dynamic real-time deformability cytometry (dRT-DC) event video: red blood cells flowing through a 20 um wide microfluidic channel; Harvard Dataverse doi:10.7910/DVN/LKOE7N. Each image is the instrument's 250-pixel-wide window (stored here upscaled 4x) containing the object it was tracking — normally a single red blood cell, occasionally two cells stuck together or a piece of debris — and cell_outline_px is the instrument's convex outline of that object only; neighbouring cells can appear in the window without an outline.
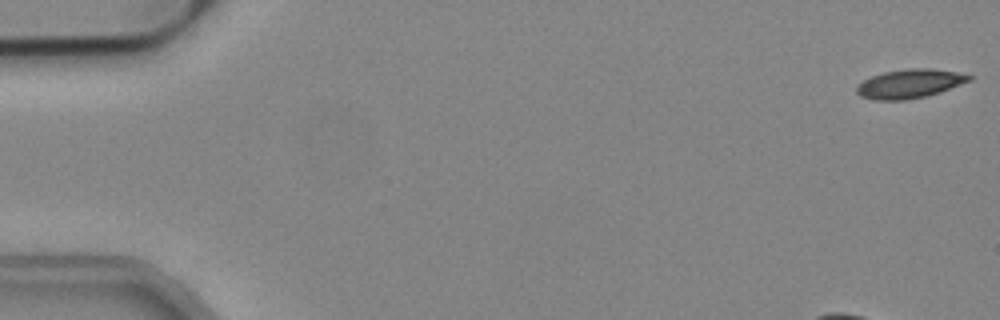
{"species": "common noctule bat (a hibernating species)", "species_latin": "Nyctalus noctula", "temperature_condition": "cold", "stored_images_in_passage": 54, "camera_frame_rate_fps": 3000, "um_per_image_px": 0.085, "animal": {"sex": "male", "body_mass_g": 19.2, "forearm_length_mm": 51.8}, "frame": {"image": 1, "passage_image": 1, "time_ms": 0.0, "image_size_px": [1000, 320], "cell_outline_px": [[976, 76], [972, 80], [940, 92], [924, 96], [904, 100], [872, 100], [860, 96], [856, 92], [856, 84], [872, 76], [884, 72], [908, 68], [932, 68], [956, 72]], "centroid_in_image_um": [77.32, 7.11], "position_along_channel_um": 7.7, "area_um2": 19.07}}